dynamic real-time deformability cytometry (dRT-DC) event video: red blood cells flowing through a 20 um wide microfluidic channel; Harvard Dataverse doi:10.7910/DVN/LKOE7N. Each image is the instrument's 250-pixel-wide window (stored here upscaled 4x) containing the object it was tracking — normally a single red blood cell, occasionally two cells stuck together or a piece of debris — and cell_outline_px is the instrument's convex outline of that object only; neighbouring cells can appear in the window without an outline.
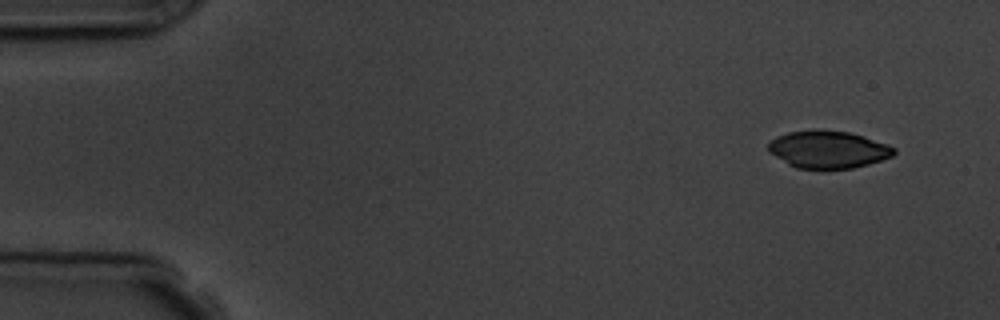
{"species": "common noctule bat (a hibernating species)", "species_latin": "Nyctalus noctula", "temperature_condition": "room temperature", "stored_images_in_passage": 9, "camera_frame_rate_fps": 3000, "um_per_image_px": 0.085, "animal": {"sex": "male", "body_mass_g": 19.5, "forearm_length_mm": 54.6}, "frame": {"image": 1, "passage_image": 1, "time_ms": 0.0, "image_size_px": [1000, 320], "cell_outline_px": [[896, 152], [892, 156], [868, 164], [852, 168], [796, 168], [788, 164], [768, 152], [768, 144], [776, 136], [788, 132], [812, 128], [816, 128], [848, 132], [864, 136], [888, 144], [896, 148]], "centroid_in_image_um": [70.38, 12.68], "position_along_channel_um": 14.6, "area_um2": 27.57}}
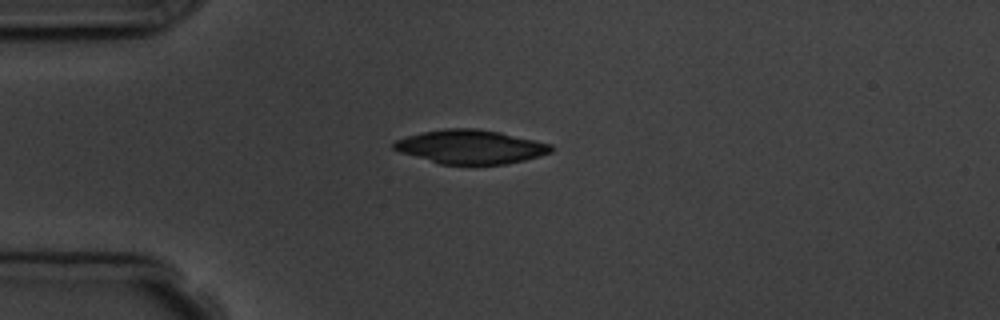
{"frame": {"image": 2, "passage_image": 4, "time_ms": 3.333, "image_size_px": [1000, 320], "cell_outline_px": [[556, 148], [552, 152], [540, 156], [524, 160], [504, 164], [440, 164], [400, 152], [392, 148], [392, 144], [396, 140], [404, 136], [420, 132], [444, 128], [476, 128], [500, 132], [536, 140], [552, 144]], "centroid_in_image_um": [40.01, 12.47], "position_along_channel_um": 45.0, "area_um2": 31.27}}